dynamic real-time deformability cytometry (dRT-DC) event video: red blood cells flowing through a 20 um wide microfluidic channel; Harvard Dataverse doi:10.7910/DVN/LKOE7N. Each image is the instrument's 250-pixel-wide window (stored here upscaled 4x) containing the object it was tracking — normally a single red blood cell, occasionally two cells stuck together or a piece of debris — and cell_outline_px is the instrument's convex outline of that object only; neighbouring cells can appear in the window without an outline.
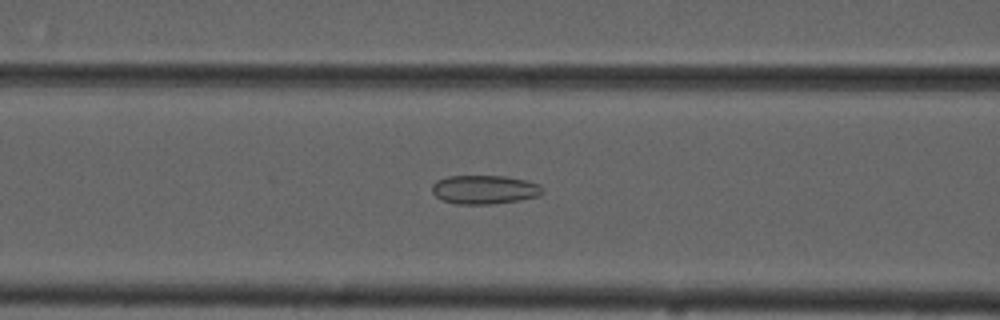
{"species": "common noctule bat (a hibernating species)", "species_latin": "Nyctalus noctula", "temperature_condition": "cold", "stored_images_in_passage": 55, "camera_frame_rate_fps": 3000, "um_per_image_px": 0.085, "animal": {"sex": "male", "forearm_length_mm": 52.5}, "frame": {"image": 1, "passage_image": 23, "time_ms": 7.333, "image_size_px": [1000, 320], "cell_outline_px": [[544, 192], [540, 196], [520, 200], [492, 204], [456, 204], [444, 200], [436, 196], [432, 192], [432, 184], [436, 180], [448, 176], [508, 176], [540, 184], [544, 188]], "centroid_in_image_um": [41.21, 16.11], "position_along_channel_um": 125.4, "area_um2": 18.73}}
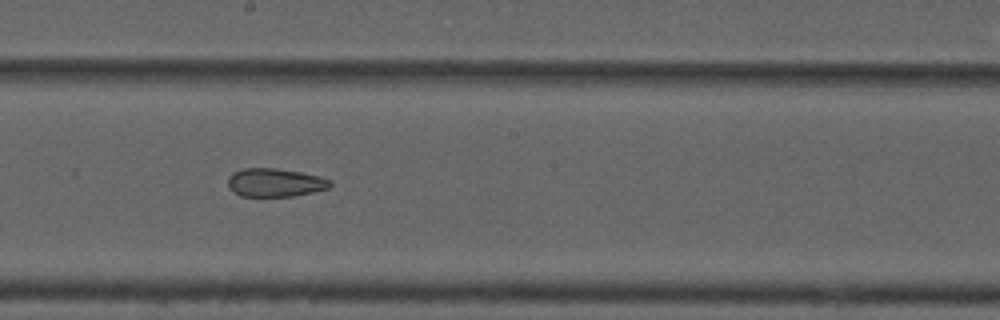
{"frame": {"image": 2, "passage_image": 31, "time_ms": 10.0, "image_size_px": [1000, 320], "cell_outline_px": [[332, 184], [328, 188], [312, 192], [292, 196], [240, 196], [232, 192], [228, 188], [228, 176], [232, 172], [244, 168], [272, 168], [300, 172], [332, 180]], "centroid_in_image_um": [23.32, 15.52], "position_along_channel_um": 224.9, "area_um2": 16.88}}
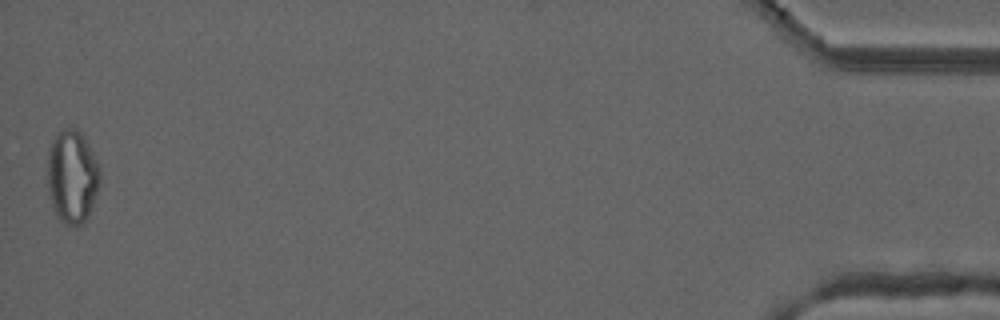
{"frame": {"image": 3, "passage_image": 55, "time_ms": 18.0, "image_size_px": [1000, 320], "cell_outline_px": [[100, 180], [88, 216], [80, 224], [64, 224], [60, 220], [52, 204], [48, 192], [48, 152], [56, 132], [64, 128], [76, 128], [84, 136], [88, 144], [100, 172]], "centroid_in_image_um": [6.11, 14.97], "position_along_channel_um": 429.1, "area_um2": 27.98}, "authors_computed_cell_mechanics": {"area_um2": 23.0044, "velocity_mm_per_s": 3.7357, "shape_relaxation_time_tau1_ms": null, "shape_relaxation_time_tau2_ms": 4.3969, "deformation_change_tau1": null, "deformation_change_tau2": 0.1254}}